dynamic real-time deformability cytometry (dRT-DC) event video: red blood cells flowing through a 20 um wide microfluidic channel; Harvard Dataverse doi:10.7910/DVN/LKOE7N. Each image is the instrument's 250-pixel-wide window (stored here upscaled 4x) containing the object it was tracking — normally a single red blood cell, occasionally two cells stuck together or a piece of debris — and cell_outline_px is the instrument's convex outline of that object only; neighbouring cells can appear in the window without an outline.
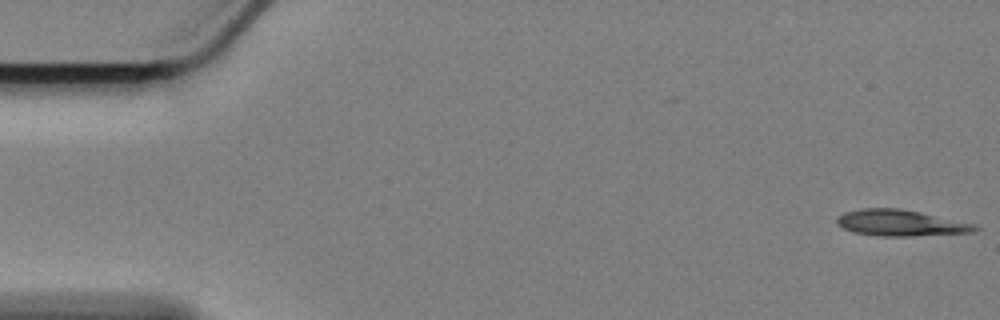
{"species": "Egyptian fruit bat (a non-hibernating species)", "species_latin": "Rousettus aegyptiacus", "temperature_condition": "cold", "stored_images_in_passage": 54, "camera_frame_rate_fps": 3000, "um_per_image_px": 0.085, "animal": {"sex": "female"}, "frame": {"image": 1, "passage_image": 1, "time_ms": 0.0, "image_size_px": [1000, 320], "cell_outline_px": [[980, 228], [976, 232], [912, 236], [880, 236], [852, 232], [836, 224], [836, 216], [844, 212], [860, 208], [900, 208], [920, 212], [976, 224]], "centroid_in_image_um": [76.54, 18.95], "position_along_channel_um": 8.5, "area_um2": 21.27}}
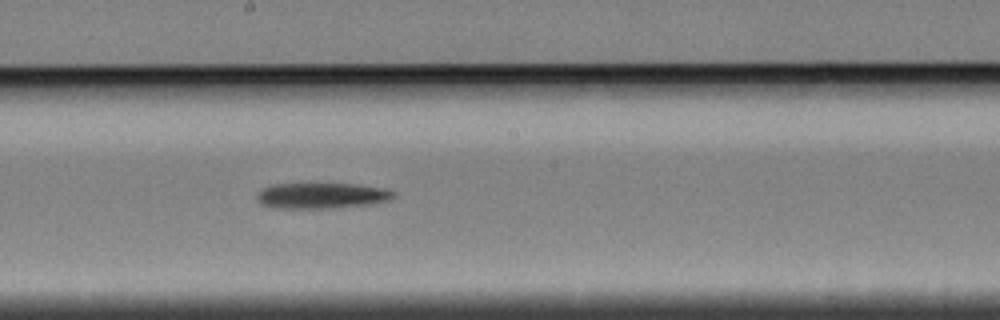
{"frame": {"image": 2, "passage_image": 31, "time_ms": 10.0, "image_size_px": [1000, 320], "cell_outline_px": [[396, 196], [392, 200], [372, 204], [336, 208], [272, 208], [260, 204], [256, 196], [264, 188], [272, 184], [356, 184], [384, 188], [396, 192]], "centroid_in_image_um": [27.4, 16.64], "position_along_channel_um": 220.8, "area_um2": 20.69}}
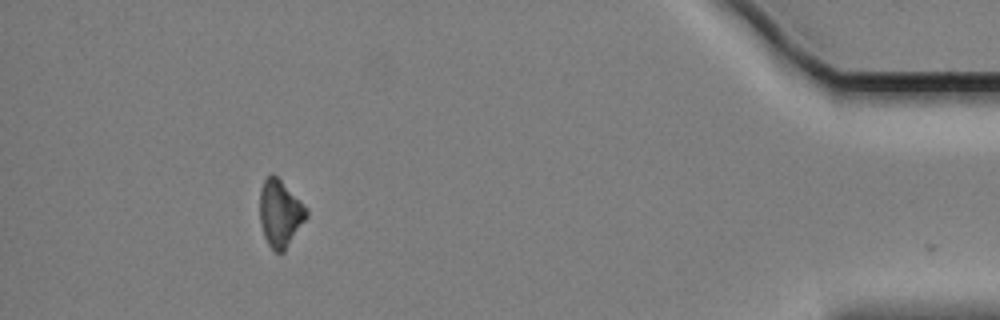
{"frame": {"image": 3, "passage_image": 53, "time_ms": 17.333, "image_size_px": [1000, 320], "cell_outline_px": [[308, 216], [284, 252], [276, 252], [268, 244], [264, 236], [260, 224], [260, 188], [264, 180], [272, 172], [308, 208]], "centroid_in_image_um": [23.81, 18.14], "position_along_channel_um": 411.4, "area_um2": 18.15}, "authors_computed_cell_mechanics": {"area_um2": 20.8947, "velocity_mm_per_s": 3.3923, "shape_relaxation_time_tau1_ms": 3.0015, "shape_relaxation_time_tau2_ms": null, "deformation_change_tau1": 0.1342, "deformation_change_tau2": null}}